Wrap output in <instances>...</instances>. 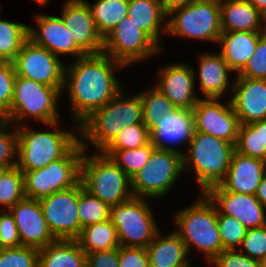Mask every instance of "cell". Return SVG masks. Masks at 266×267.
Instances as JSON below:
<instances>
[{"label":"cell","mask_w":266,"mask_h":267,"mask_svg":"<svg viewBox=\"0 0 266 267\" xmlns=\"http://www.w3.org/2000/svg\"><path fill=\"white\" fill-rule=\"evenodd\" d=\"M122 67L104 52L86 54L65 66L63 90L69 95L77 132L86 118L122 90L114 75V70Z\"/></svg>","instance_id":"cell-1"},{"label":"cell","mask_w":266,"mask_h":267,"mask_svg":"<svg viewBox=\"0 0 266 267\" xmlns=\"http://www.w3.org/2000/svg\"><path fill=\"white\" fill-rule=\"evenodd\" d=\"M125 95L122 89L79 125L80 142L86 151V144L90 143L97 148V152H102L123 128L143 123V107L139 94L128 97Z\"/></svg>","instance_id":"cell-2"},{"label":"cell","mask_w":266,"mask_h":267,"mask_svg":"<svg viewBox=\"0 0 266 267\" xmlns=\"http://www.w3.org/2000/svg\"><path fill=\"white\" fill-rule=\"evenodd\" d=\"M188 149L182 151L183 170L193 169L202 193L219 185L230 166L235 145L215 136L193 130ZM190 164V165H189Z\"/></svg>","instance_id":"cell-3"},{"label":"cell","mask_w":266,"mask_h":267,"mask_svg":"<svg viewBox=\"0 0 266 267\" xmlns=\"http://www.w3.org/2000/svg\"><path fill=\"white\" fill-rule=\"evenodd\" d=\"M201 197L191 206L177 211L174 222L179 228L175 232L185 243L188 253L194 245L205 254L207 263H210L224 249L217 209L204 193Z\"/></svg>","instance_id":"cell-4"},{"label":"cell","mask_w":266,"mask_h":267,"mask_svg":"<svg viewBox=\"0 0 266 267\" xmlns=\"http://www.w3.org/2000/svg\"><path fill=\"white\" fill-rule=\"evenodd\" d=\"M58 122L47 124L48 127L57 129L53 131L38 132L28 129L25 124L17 127V167L21 171H34L47 166L65 156L80 141L73 132L59 130Z\"/></svg>","instance_id":"cell-5"},{"label":"cell","mask_w":266,"mask_h":267,"mask_svg":"<svg viewBox=\"0 0 266 267\" xmlns=\"http://www.w3.org/2000/svg\"><path fill=\"white\" fill-rule=\"evenodd\" d=\"M84 154L81 161L83 187L91 195L109 207L121 204L133 197L131 179L109 157L101 152Z\"/></svg>","instance_id":"cell-6"},{"label":"cell","mask_w":266,"mask_h":267,"mask_svg":"<svg viewBox=\"0 0 266 267\" xmlns=\"http://www.w3.org/2000/svg\"><path fill=\"white\" fill-rule=\"evenodd\" d=\"M61 94L55 87L16 75L10 112L3 121L17 127L31 118L45 125L56 122L61 117L57 109Z\"/></svg>","instance_id":"cell-7"},{"label":"cell","mask_w":266,"mask_h":267,"mask_svg":"<svg viewBox=\"0 0 266 267\" xmlns=\"http://www.w3.org/2000/svg\"><path fill=\"white\" fill-rule=\"evenodd\" d=\"M84 148L79 141L65 156L34 171H22L26 198L40 200L80 182Z\"/></svg>","instance_id":"cell-8"},{"label":"cell","mask_w":266,"mask_h":267,"mask_svg":"<svg viewBox=\"0 0 266 267\" xmlns=\"http://www.w3.org/2000/svg\"><path fill=\"white\" fill-rule=\"evenodd\" d=\"M167 18L169 35L217 43L222 34L220 0H195L172 9Z\"/></svg>","instance_id":"cell-9"},{"label":"cell","mask_w":266,"mask_h":267,"mask_svg":"<svg viewBox=\"0 0 266 267\" xmlns=\"http://www.w3.org/2000/svg\"><path fill=\"white\" fill-rule=\"evenodd\" d=\"M183 172L180 149L156 148L143 168L131 179L132 194L140 198H163Z\"/></svg>","instance_id":"cell-10"},{"label":"cell","mask_w":266,"mask_h":267,"mask_svg":"<svg viewBox=\"0 0 266 267\" xmlns=\"http://www.w3.org/2000/svg\"><path fill=\"white\" fill-rule=\"evenodd\" d=\"M153 218L147 198L133 196L110 207L109 219L117 230L120 246L146 248L159 232Z\"/></svg>","instance_id":"cell-11"},{"label":"cell","mask_w":266,"mask_h":267,"mask_svg":"<svg viewBox=\"0 0 266 267\" xmlns=\"http://www.w3.org/2000/svg\"><path fill=\"white\" fill-rule=\"evenodd\" d=\"M160 48L129 16L104 38L102 52L125 67L159 54Z\"/></svg>","instance_id":"cell-12"},{"label":"cell","mask_w":266,"mask_h":267,"mask_svg":"<svg viewBox=\"0 0 266 267\" xmlns=\"http://www.w3.org/2000/svg\"><path fill=\"white\" fill-rule=\"evenodd\" d=\"M12 62L17 76L63 92L65 64L46 48L28 38Z\"/></svg>","instance_id":"cell-13"},{"label":"cell","mask_w":266,"mask_h":267,"mask_svg":"<svg viewBox=\"0 0 266 267\" xmlns=\"http://www.w3.org/2000/svg\"><path fill=\"white\" fill-rule=\"evenodd\" d=\"M39 201L48 228L55 239L76 240L82 230L78 215L79 183Z\"/></svg>","instance_id":"cell-14"},{"label":"cell","mask_w":266,"mask_h":267,"mask_svg":"<svg viewBox=\"0 0 266 267\" xmlns=\"http://www.w3.org/2000/svg\"><path fill=\"white\" fill-rule=\"evenodd\" d=\"M225 102L223 104L221 98L199 99L191 111L193 130L236 145L241 123L231 101Z\"/></svg>","instance_id":"cell-15"},{"label":"cell","mask_w":266,"mask_h":267,"mask_svg":"<svg viewBox=\"0 0 266 267\" xmlns=\"http://www.w3.org/2000/svg\"><path fill=\"white\" fill-rule=\"evenodd\" d=\"M215 205L218 215L235 217L247 229L266 226V209L255 195L228 192L220 185L204 193Z\"/></svg>","instance_id":"cell-16"},{"label":"cell","mask_w":266,"mask_h":267,"mask_svg":"<svg viewBox=\"0 0 266 267\" xmlns=\"http://www.w3.org/2000/svg\"><path fill=\"white\" fill-rule=\"evenodd\" d=\"M154 87L164 94L179 110L192 111L199 97L196 96L197 73L185 63L164 66L158 71Z\"/></svg>","instance_id":"cell-17"},{"label":"cell","mask_w":266,"mask_h":267,"mask_svg":"<svg viewBox=\"0 0 266 267\" xmlns=\"http://www.w3.org/2000/svg\"><path fill=\"white\" fill-rule=\"evenodd\" d=\"M61 18L72 34L75 44L85 54H97L103 50L101 37L85 0H67L61 11Z\"/></svg>","instance_id":"cell-18"},{"label":"cell","mask_w":266,"mask_h":267,"mask_svg":"<svg viewBox=\"0 0 266 267\" xmlns=\"http://www.w3.org/2000/svg\"><path fill=\"white\" fill-rule=\"evenodd\" d=\"M9 211L14 217L21 245L40 249L56 240L48 228L39 200L25 197Z\"/></svg>","instance_id":"cell-19"},{"label":"cell","mask_w":266,"mask_h":267,"mask_svg":"<svg viewBox=\"0 0 266 267\" xmlns=\"http://www.w3.org/2000/svg\"><path fill=\"white\" fill-rule=\"evenodd\" d=\"M230 101L241 124L266 119V80L235 76Z\"/></svg>","instance_id":"cell-20"},{"label":"cell","mask_w":266,"mask_h":267,"mask_svg":"<svg viewBox=\"0 0 266 267\" xmlns=\"http://www.w3.org/2000/svg\"><path fill=\"white\" fill-rule=\"evenodd\" d=\"M38 24V30L29 26V39L35 44L49 50L54 55H73L75 59L86 55L74 42L72 34L67 29L60 16H51L45 14L35 15Z\"/></svg>","instance_id":"cell-21"},{"label":"cell","mask_w":266,"mask_h":267,"mask_svg":"<svg viewBox=\"0 0 266 267\" xmlns=\"http://www.w3.org/2000/svg\"><path fill=\"white\" fill-rule=\"evenodd\" d=\"M265 175L264 160L243 155L235 150L227 174L219 185L228 192L255 195Z\"/></svg>","instance_id":"cell-22"},{"label":"cell","mask_w":266,"mask_h":267,"mask_svg":"<svg viewBox=\"0 0 266 267\" xmlns=\"http://www.w3.org/2000/svg\"><path fill=\"white\" fill-rule=\"evenodd\" d=\"M199 86L205 98H221L233 83L229 82V73L234 72L225 62L220 53H203L199 57ZM231 87H230V85Z\"/></svg>","instance_id":"cell-23"},{"label":"cell","mask_w":266,"mask_h":267,"mask_svg":"<svg viewBox=\"0 0 266 267\" xmlns=\"http://www.w3.org/2000/svg\"><path fill=\"white\" fill-rule=\"evenodd\" d=\"M192 132L193 118L191 111L178 110L166 114L158 121L156 127L151 131V140L158 149H176L169 145L176 144L177 146L185 143L187 145Z\"/></svg>","instance_id":"cell-24"},{"label":"cell","mask_w":266,"mask_h":267,"mask_svg":"<svg viewBox=\"0 0 266 267\" xmlns=\"http://www.w3.org/2000/svg\"><path fill=\"white\" fill-rule=\"evenodd\" d=\"M263 32L222 31L217 43L221 45L220 55L229 67L239 73L256 50Z\"/></svg>","instance_id":"cell-25"},{"label":"cell","mask_w":266,"mask_h":267,"mask_svg":"<svg viewBox=\"0 0 266 267\" xmlns=\"http://www.w3.org/2000/svg\"><path fill=\"white\" fill-rule=\"evenodd\" d=\"M220 17L222 31L263 32L264 15L248 0H220Z\"/></svg>","instance_id":"cell-26"},{"label":"cell","mask_w":266,"mask_h":267,"mask_svg":"<svg viewBox=\"0 0 266 267\" xmlns=\"http://www.w3.org/2000/svg\"><path fill=\"white\" fill-rule=\"evenodd\" d=\"M127 14L140 29L161 47L159 35L161 32L167 33V21H165L167 20V13L161 0H128Z\"/></svg>","instance_id":"cell-27"},{"label":"cell","mask_w":266,"mask_h":267,"mask_svg":"<svg viewBox=\"0 0 266 267\" xmlns=\"http://www.w3.org/2000/svg\"><path fill=\"white\" fill-rule=\"evenodd\" d=\"M160 233L146 247L150 267H182L188 264V252L180 236L176 232L166 237Z\"/></svg>","instance_id":"cell-28"},{"label":"cell","mask_w":266,"mask_h":267,"mask_svg":"<svg viewBox=\"0 0 266 267\" xmlns=\"http://www.w3.org/2000/svg\"><path fill=\"white\" fill-rule=\"evenodd\" d=\"M38 267H86V254L77 240L56 239L38 249Z\"/></svg>","instance_id":"cell-29"},{"label":"cell","mask_w":266,"mask_h":267,"mask_svg":"<svg viewBox=\"0 0 266 267\" xmlns=\"http://www.w3.org/2000/svg\"><path fill=\"white\" fill-rule=\"evenodd\" d=\"M76 240L85 254L120 247L117 230L110 219L82 228Z\"/></svg>","instance_id":"cell-30"},{"label":"cell","mask_w":266,"mask_h":267,"mask_svg":"<svg viewBox=\"0 0 266 267\" xmlns=\"http://www.w3.org/2000/svg\"><path fill=\"white\" fill-rule=\"evenodd\" d=\"M85 2L103 39L124 17L128 16V0H97L93 5L88 1Z\"/></svg>","instance_id":"cell-31"},{"label":"cell","mask_w":266,"mask_h":267,"mask_svg":"<svg viewBox=\"0 0 266 267\" xmlns=\"http://www.w3.org/2000/svg\"><path fill=\"white\" fill-rule=\"evenodd\" d=\"M156 145L151 140L143 147L125 150H103L101 153L118 165L132 179L150 158Z\"/></svg>","instance_id":"cell-32"},{"label":"cell","mask_w":266,"mask_h":267,"mask_svg":"<svg viewBox=\"0 0 266 267\" xmlns=\"http://www.w3.org/2000/svg\"><path fill=\"white\" fill-rule=\"evenodd\" d=\"M29 26L0 18V61H13L29 38Z\"/></svg>","instance_id":"cell-33"},{"label":"cell","mask_w":266,"mask_h":267,"mask_svg":"<svg viewBox=\"0 0 266 267\" xmlns=\"http://www.w3.org/2000/svg\"><path fill=\"white\" fill-rule=\"evenodd\" d=\"M152 89V90H151ZM139 94L143 107V123L152 131L166 114L179 109L158 89L151 88Z\"/></svg>","instance_id":"cell-34"},{"label":"cell","mask_w":266,"mask_h":267,"mask_svg":"<svg viewBox=\"0 0 266 267\" xmlns=\"http://www.w3.org/2000/svg\"><path fill=\"white\" fill-rule=\"evenodd\" d=\"M78 215L82 228L108 220L110 215V207L86 191L81 181L79 182Z\"/></svg>","instance_id":"cell-35"},{"label":"cell","mask_w":266,"mask_h":267,"mask_svg":"<svg viewBox=\"0 0 266 267\" xmlns=\"http://www.w3.org/2000/svg\"><path fill=\"white\" fill-rule=\"evenodd\" d=\"M25 198L24 175L17 167L10 168L0 182V210H10L17 202Z\"/></svg>","instance_id":"cell-36"},{"label":"cell","mask_w":266,"mask_h":267,"mask_svg":"<svg viewBox=\"0 0 266 267\" xmlns=\"http://www.w3.org/2000/svg\"><path fill=\"white\" fill-rule=\"evenodd\" d=\"M151 141V131L144 123L132 124L122 129L104 150L136 149Z\"/></svg>","instance_id":"cell-37"},{"label":"cell","mask_w":266,"mask_h":267,"mask_svg":"<svg viewBox=\"0 0 266 267\" xmlns=\"http://www.w3.org/2000/svg\"><path fill=\"white\" fill-rule=\"evenodd\" d=\"M0 267H38V249L23 245L1 248Z\"/></svg>","instance_id":"cell-38"},{"label":"cell","mask_w":266,"mask_h":267,"mask_svg":"<svg viewBox=\"0 0 266 267\" xmlns=\"http://www.w3.org/2000/svg\"><path fill=\"white\" fill-rule=\"evenodd\" d=\"M218 227L224 250L238 249L248 230L235 217L227 215H218Z\"/></svg>","instance_id":"cell-39"},{"label":"cell","mask_w":266,"mask_h":267,"mask_svg":"<svg viewBox=\"0 0 266 267\" xmlns=\"http://www.w3.org/2000/svg\"><path fill=\"white\" fill-rule=\"evenodd\" d=\"M10 127V123L0 120V168L17 166V159H13L18 158L17 126L12 129L14 132L8 130Z\"/></svg>","instance_id":"cell-40"},{"label":"cell","mask_w":266,"mask_h":267,"mask_svg":"<svg viewBox=\"0 0 266 267\" xmlns=\"http://www.w3.org/2000/svg\"><path fill=\"white\" fill-rule=\"evenodd\" d=\"M15 78L13 62L0 61V120L10 112Z\"/></svg>","instance_id":"cell-41"},{"label":"cell","mask_w":266,"mask_h":267,"mask_svg":"<svg viewBox=\"0 0 266 267\" xmlns=\"http://www.w3.org/2000/svg\"><path fill=\"white\" fill-rule=\"evenodd\" d=\"M240 246L241 253L263 263L266 260V226L248 229Z\"/></svg>","instance_id":"cell-42"},{"label":"cell","mask_w":266,"mask_h":267,"mask_svg":"<svg viewBox=\"0 0 266 267\" xmlns=\"http://www.w3.org/2000/svg\"><path fill=\"white\" fill-rule=\"evenodd\" d=\"M235 150L243 155L261 159L260 130L251 124H241Z\"/></svg>","instance_id":"cell-43"},{"label":"cell","mask_w":266,"mask_h":267,"mask_svg":"<svg viewBox=\"0 0 266 267\" xmlns=\"http://www.w3.org/2000/svg\"><path fill=\"white\" fill-rule=\"evenodd\" d=\"M237 75L240 77L266 80V35L262 34L259 37L253 56Z\"/></svg>","instance_id":"cell-44"},{"label":"cell","mask_w":266,"mask_h":267,"mask_svg":"<svg viewBox=\"0 0 266 267\" xmlns=\"http://www.w3.org/2000/svg\"><path fill=\"white\" fill-rule=\"evenodd\" d=\"M210 264L215 267H262V262L252 259L238 249L223 250Z\"/></svg>","instance_id":"cell-45"},{"label":"cell","mask_w":266,"mask_h":267,"mask_svg":"<svg viewBox=\"0 0 266 267\" xmlns=\"http://www.w3.org/2000/svg\"><path fill=\"white\" fill-rule=\"evenodd\" d=\"M21 246L17 226L12 213L3 210L0 213V249Z\"/></svg>","instance_id":"cell-46"},{"label":"cell","mask_w":266,"mask_h":267,"mask_svg":"<svg viewBox=\"0 0 266 267\" xmlns=\"http://www.w3.org/2000/svg\"><path fill=\"white\" fill-rule=\"evenodd\" d=\"M119 267H150L146 248L120 246Z\"/></svg>","instance_id":"cell-47"},{"label":"cell","mask_w":266,"mask_h":267,"mask_svg":"<svg viewBox=\"0 0 266 267\" xmlns=\"http://www.w3.org/2000/svg\"><path fill=\"white\" fill-rule=\"evenodd\" d=\"M86 267H119V248L86 254Z\"/></svg>","instance_id":"cell-48"},{"label":"cell","mask_w":266,"mask_h":267,"mask_svg":"<svg viewBox=\"0 0 266 267\" xmlns=\"http://www.w3.org/2000/svg\"><path fill=\"white\" fill-rule=\"evenodd\" d=\"M256 130H260L261 160L266 162V119L250 123Z\"/></svg>","instance_id":"cell-49"},{"label":"cell","mask_w":266,"mask_h":267,"mask_svg":"<svg viewBox=\"0 0 266 267\" xmlns=\"http://www.w3.org/2000/svg\"><path fill=\"white\" fill-rule=\"evenodd\" d=\"M194 1L195 0H161V3L163 5L165 12L168 13L174 8L188 5Z\"/></svg>","instance_id":"cell-50"},{"label":"cell","mask_w":266,"mask_h":267,"mask_svg":"<svg viewBox=\"0 0 266 267\" xmlns=\"http://www.w3.org/2000/svg\"><path fill=\"white\" fill-rule=\"evenodd\" d=\"M255 197L266 208V175L263 177L261 183L258 185Z\"/></svg>","instance_id":"cell-51"},{"label":"cell","mask_w":266,"mask_h":267,"mask_svg":"<svg viewBox=\"0 0 266 267\" xmlns=\"http://www.w3.org/2000/svg\"><path fill=\"white\" fill-rule=\"evenodd\" d=\"M263 15L266 14V0H248Z\"/></svg>","instance_id":"cell-52"},{"label":"cell","mask_w":266,"mask_h":267,"mask_svg":"<svg viewBox=\"0 0 266 267\" xmlns=\"http://www.w3.org/2000/svg\"><path fill=\"white\" fill-rule=\"evenodd\" d=\"M10 168H0V182L4 176V174L9 170Z\"/></svg>","instance_id":"cell-53"},{"label":"cell","mask_w":266,"mask_h":267,"mask_svg":"<svg viewBox=\"0 0 266 267\" xmlns=\"http://www.w3.org/2000/svg\"><path fill=\"white\" fill-rule=\"evenodd\" d=\"M40 5H46L50 0H33Z\"/></svg>","instance_id":"cell-54"},{"label":"cell","mask_w":266,"mask_h":267,"mask_svg":"<svg viewBox=\"0 0 266 267\" xmlns=\"http://www.w3.org/2000/svg\"><path fill=\"white\" fill-rule=\"evenodd\" d=\"M263 24V34L266 35V14L264 15Z\"/></svg>","instance_id":"cell-55"},{"label":"cell","mask_w":266,"mask_h":267,"mask_svg":"<svg viewBox=\"0 0 266 267\" xmlns=\"http://www.w3.org/2000/svg\"><path fill=\"white\" fill-rule=\"evenodd\" d=\"M182 267H191V266H190V263H188V264H186V265H184Z\"/></svg>","instance_id":"cell-56"},{"label":"cell","mask_w":266,"mask_h":267,"mask_svg":"<svg viewBox=\"0 0 266 267\" xmlns=\"http://www.w3.org/2000/svg\"><path fill=\"white\" fill-rule=\"evenodd\" d=\"M262 267H266V262H263L262 263Z\"/></svg>","instance_id":"cell-57"}]
</instances>
